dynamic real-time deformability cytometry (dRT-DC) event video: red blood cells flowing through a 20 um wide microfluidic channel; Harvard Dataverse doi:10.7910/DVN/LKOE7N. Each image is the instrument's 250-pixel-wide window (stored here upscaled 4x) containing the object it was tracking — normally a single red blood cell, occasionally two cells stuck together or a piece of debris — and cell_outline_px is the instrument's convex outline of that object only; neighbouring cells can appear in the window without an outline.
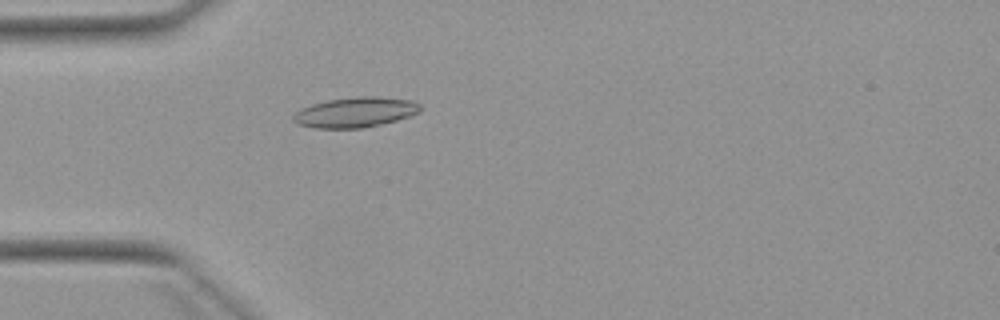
{"species": "Egyptian fruit bat (a non-hibernating species)", "species_latin": "Rousettus aegyptiacus", "temperature_condition": "warm", "stored_images_in_passage": 3, "camera_frame_rate_fps": 3000, "um_per_image_px": 0.085, "animal": {"sex": "female"}, "frame": {"image": 1, "passage_image": 3, "time_ms": 2.333, "image_size_px": [1000, 320], "cell_outline_px": [[424, 108], [420, 112], [412, 116], [380, 124], [360, 128], [316, 128], [296, 124], [292, 120], [292, 116], [300, 108], [312, 104], [328, 100], [356, 96], [380, 96], [412, 100], [420, 104]], "centroid_in_image_um": [30.23, 9.53], "position_along_channel_um": 54.8, "area_um2": 22.6}}